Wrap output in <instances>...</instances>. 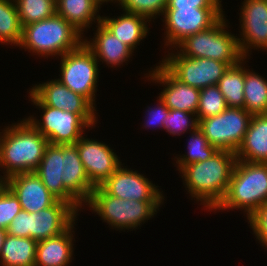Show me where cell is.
<instances>
[{"label":"cell","instance_id":"6da1fadb","mask_svg":"<svg viewBox=\"0 0 267 266\" xmlns=\"http://www.w3.org/2000/svg\"><path fill=\"white\" fill-rule=\"evenodd\" d=\"M237 161L231 151L218 150L211 158L195 162L179 170L188 192L208 209H216L225 197Z\"/></svg>","mask_w":267,"mask_h":266},{"label":"cell","instance_id":"7a4b0ae2","mask_svg":"<svg viewBox=\"0 0 267 266\" xmlns=\"http://www.w3.org/2000/svg\"><path fill=\"white\" fill-rule=\"evenodd\" d=\"M0 136V166L6 168L5 179L35 172L41 162L48 140L28 121L8 127Z\"/></svg>","mask_w":267,"mask_h":266},{"label":"cell","instance_id":"3957f363","mask_svg":"<svg viewBox=\"0 0 267 266\" xmlns=\"http://www.w3.org/2000/svg\"><path fill=\"white\" fill-rule=\"evenodd\" d=\"M267 203V163L237 160L228 191L216 209L243 208L250 217Z\"/></svg>","mask_w":267,"mask_h":266},{"label":"cell","instance_id":"277c9868","mask_svg":"<svg viewBox=\"0 0 267 266\" xmlns=\"http://www.w3.org/2000/svg\"><path fill=\"white\" fill-rule=\"evenodd\" d=\"M77 29L58 14L50 18L25 25L19 46L41 56L59 55L76 50L82 43ZM81 39V40H80Z\"/></svg>","mask_w":267,"mask_h":266},{"label":"cell","instance_id":"5b68a950","mask_svg":"<svg viewBox=\"0 0 267 266\" xmlns=\"http://www.w3.org/2000/svg\"><path fill=\"white\" fill-rule=\"evenodd\" d=\"M224 15L210 28L189 35L178 43L182 56L191 58H208L227 63L238 64L245 59L242 56L238 38L225 31Z\"/></svg>","mask_w":267,"mask_h":266},{"label":"cell","instance_id":"8992f818","mask_svg":"<svg viewBox=\"0 0 267 266\" xmlns=\"http://www.w3.org/2000/svg\"><path fill=\"white\" fill-rule=\"evenodd\" d=\"M87 202L109 225L130 229L151 218L162 201L124 200L109 195L101 186H97Z\"/></svg>","mask_w":267,"mask_h":266},{"label":"cell","instance_id":"52a82bcc","mask_svg":"<svg viewBox=\"0 0 267 266\" xmlns=\"http://www.w3.org/2000/svg\"><path fill=\"white\" fill-rule=\"evenodd\" d=\"M251 117L245 108L227 107L221 114L201 119L198 127L211 146L236 153Z\"/></svg>","mask_w":267,"mask_h":266},{"label":"cell","instance_id":"ba28073f","mask_svg":"<svg viewBox=\"0 0 267 266\" xmlns=\"http://www.w3.org/2000/svg\"><path fill=\"white\" fill-rule=\"evenodd\" d=\"M61 78L57 79L74 93L85 97L92 105L96 92L99 60L82 43L61 58Z\"/></svg>","mask_w":267,"mask_h":266},{"label":"cell","instance_id":"9c48e42d","mask_svg":"<svg viewBox=\"0 0 267 266\" xmlns=\"http://www.w3.org/2000/svg\"><path fill=\"white\" fill-rule=\"evenodd\" d=\"M30 96L44 114L41 123L32 117L27 120L50 144L74 145L82 137L83 128L91 127L79 114L46 106L31 91Z\"/></svg>","mask_w":267,"mask_h":266},{"label":"cell","instance_id":"30bf717a","mask_svg":"<svg viewBox=\"0 0 267 266\" xmlns=\"http://www.w3.org/2000/svg\"><path fill=\"white\" fill-rule=\"evenodd\" d=\"M177 80L197 89L218 85L229 65L208 58H191L179 53L161 63Z\"/></svg>","mask_w":267,"mask_h":266},{"label":"cell","instance_id":"8fae6325","mask_svg":"<svg viewBox=\"0 0 267 266\" xmlns=\"http://www.w3.org/2000/svg\"><path fill=\"white\" fill-rule=\"evenodd\" d=\"M222 12V8H166L163 15L167 45H177L187 36L212 27Z\"/></svg>","mask_w":267,"mask_h":266},{"label":"cell","instance_id":"7c38bea8","mask_svg":"<svg viewBox=\"0 0 267 266\" xmlns=\"http://www.w3.org/2000/svg\"><path fill=\"white\" fill-rule=\"evenodd\" d=\"M31 92L46 106L79 114L90 126L96 122L95 107L58 80L35 85Z\"/></svg>","mask_w":267,"mask_h":266},{"label":"cell","instance_id":"4fadbf2b","mask_svg":"<svg viewBox=\"0 0 267 266\" xmlns=\"http://www.w3.org/2000/svg\"><path fill=\"white\" fill-rule=\"evenodd\" d=\"M74 145L94 187L103 184L122 165L117 155L106 144L82 136Z\"/></svg>","mask_w":267,"mask_h":266},{"label":"cell","instance_id":"5bb4252c","mask_svg":"<svg viewBox=\"0 0 267 266\" xmlns=\"http://www.w3.org/2000/svg\"><path fill=\"white\" fill-rule=\"evenodd\" d=\"M109 195L121 199L137 201H162L163 196L157 186L136 171L121 166L100 185Z\"/></svg>","mask_w":267,"mask_h":266},{"label":"cell","instance_id":"9a60e30c","mask_svg":"<svg viewBox=\"0 0 267 266\" xmlns=\"http://www.w3.org/2000/svg\"><path fill=\"white\" fill-rule=\"evenodd\" d=\"M76 211L68 202L58 200L48 208L30 213V238L38 242L60 235L75 221Z\"/></svg>","mask_w":267,"mask_h":266},{"label":"cell","instance_id":"2e32d148","mask_svg":"<svg viewBox=\"0 0 267 266\" xmlns=\"http://www.w3.org/2000/svg\"><path fill=\"white\" fill-rule=\"evenodd\" d=\"M18 198L22 210L39 212L54 205L59 199L42 183L35 172L19 173L3 181Z\"/></svg>","mask_w":267,"mask_h":266},{"label":"cell","instance_id":"e0dca14e","mask_svg":"<svg viewBox=\"0 0 267 266\" xmlns=\"http://www.w3.org/2000/svg\"><path fill=\"white\" fill-rule=\"evenodd\" d=\"M241 28L243 38H238L242 56L249 46L267 48V0H246L242 7Z\"/></svg>","mask_w":267,"mask_h":266},{"label":"cell","instance_id":"ac0fdd59","mask_svg":"<svg viewBox=\"0 0 267 266\" xmlns=\"http://www.w3.org/2000/svg\"><path fill=\"white\" fill-rule=\"evenodd\" d=\"M155 68L149 76L157 83L167 85L159 96L165 105L169 109L193 113L194 117L199 105L200 89L181 83L162 64Z\"/></svg>","mask_w":267,"mask_h":266},{"label":"cell","instance_id":"d6986e66","mask_svg":"<svg viewBox=\"0 0 267 266\" xmlns=\"http://www.w3.org/2000/svg\"><path fill=\"white\" fill-rule=\"evenodd\" d=\"M63 171L62 145L49 143L35 173L54 196L68 202L78 211L82 204L64 187L61 178Z\"/></svg>","mask_w":267,"mask_h":266},{"label":"cell","instance_id":"ffe728a7","mask_svg":"<svg viewBox=\"0 0 267 266\" xmlns=\"http://www.w3.org/2000/svg\"><path fill=\"white\" fill-rule=\"evenodd\" d=\"M64 187L82 204L89 200L95 187L91 184L75 145H62ZM83 201V202H82Z\"/></svg>","mask_w":267,"mask_h":266},{"label":"cell","instance_id":"44dd1931","mask_svg":"<svg viewBox=\"0 0 267 266\" xmlns=\"http://www.w3.org/2000/svg\"><path fill=\"white\" fill-rule=\"evenodd\" d=\"M235 154L240 161L267 163V114L251 117L243 142Z\"/></svg>","mask_w":267,"mask_h":266},{"label":"cell","instance_id":"7402d4cb","mask_svg":"<svg viewBox=\"0 0 267 266\" xmlns=\"http://www.w3.org/2000/svg\"><path fill=\"white\" fill-rule=\"evenodd\" d=\"M97 27L95 39L92 43L84 39L85 46L96 58H101L107 64H111L112 67L127 61L126 59L130 57L133 50L115 37L101 22L98 23Z\"/></svg>","mask_w":267,"mask_h":266},{"label":"cell","instance_id":"603a6c76","mask_svg":"<svg viewBox=\"0 0 267 266\" xmlns=\"http://www.w3.org/2000/svg\"><path fill=\"white\" fill-rule=\"evenodd\" d=\"M73 224L58 236L37 242L34 266H67L73 252Z\"/></svg>","mask_w":267,"mask_h":266},{"label":"cell","instance_id":"cb8c5ba5","mask_svg":"<svg viewBox=\"0 0 267 266\" xmlns=\"http://www.w3.org/2000/svg\"><path fill=\"white\" fill-rule=\"evenodd\" d=\"M115 18L101 17V23L111 31L115 37L128 45L132 50L147 35L146 26L149 21L145 16L127 12ZM147 19V20H146ZM146 20V22H145Z\"/></svg>","mask_w":267,"mask_h":266},{"label":"cell","instance_id":"d4e9b609","mask_svg":"<svg viewBox=\"0 0 267 266\" xmlns=\"http://www.w3.org/2000/svg\"><path fill=\"white\" fill-rule=\"evenodd\" d=\"M99 7L96 0H56V14L62 16L80 33L93 19L101 22L100 16L95 18Z\"/></svg>","mask_w":267,"mask_h":266},{"label":"cell","instance_id":"484cf974","mask_svg":"<svg viewBox=\"0 0 267 266\" xmlns=\"http://www.w3.org/2000/svg\"><path fill=\"white\" fill-rule=\"evenodd\" d=\"M37 241L28 237L6 235L1 247L3 266H34Z\"/></svg>","mask_w":267,"mask_h":266},{"label":"cell","instance_id":"4316f807","mask_svg":"<svg viewBox=\"0 0 267 266\" xmlns=\"http://www.w3.org/2000/svg\"><path fill=\"white\" fill-rule=\"evenodd\" d=\"M244 108L253 115L267 114V81L245 70Z\"/></svg>","mask_w":267,"mask_h":266},{"label":"cell","instance_id":"83f0119b","mask_svg":"<svg viewBox=\"0 0 267 266\" xmlns=\"http://www.w3.org/2000/svg\"><path fill=\"white\" fill-rule=\"evenodd\" d=\"M241 63L240 61L236 65L229 66L218 82L228 107L244 108L245 69Z\"/></svg>","mask_w":267,"mask_h":266},{"label":"cell","instance_id":"f1b7e54d","mask_svg":"<svg viewBox=\"0 0 267 266\" xmlns=\"http://www.w3.org/2000/svg\"><path fill=\"white\" fill-rule=\"evenodd\" d=\"M14 2L0 0V42L18 46L22 40L23 28Z\"/></svg>","mask_w":267,"mask_h":266},{"label":"cell","instance_id":"f546056e","mask_svg":"<svg viewBox=\"0 0 267 266\" xmlns=\"http://www.w3.org/2000/svg\"><path fill=\"white\" fill-rule=\"evenodd\" d=\"M22 28L56 14V0H14Z\"/></svg>","mask_w":267,"mask_h":266},{"label":"cell","instance_id":"4dcf8cb0","mask_svg":"<svg viewBox=\"0 0 267 266\" xmlns=\"http://www.w3.org/2000/svg\"><path fill=\"white\" fill-rule=\"evenodd\" d=\"M188 149V155H184L183 158H177L176 163H178L180 170L189 164L205 161L218 151L216 147L208 143L207 138L199 127L192 131Z\"/></svg>","mask_w":267,"mask_h":266},{"label":"cell","instance_id":"1f68e13d","mask_svg":"<svg viewBox=\"0 0 267 266\" xmlns=\"http://www.w3.org/2000/svg\"><path fill=\"white\" fill-rule=\"evenodd\" d=\"M227 107L218 85L205 87L200 90L196 118L199 122L201 119L221 114Z\"/></svg>","mask_w":267,"mask_h":266},{"label":"cell","instance_id":"d6a6232c","mask_svg":"<svg viewBox=\"0 0 267 266\" xmlns=\"http://www.w3.org/2000/svg\"><path fill=\"white\" fill-rule=\"evenodd\" d=\"M21 210L18 198L3 182H0V229H7Z\"/></svg>","mask_w":267,"mask_h":266},{"label":"cell","instance_id":"836d02e7","mask_svg":"<svg viewBox=\"0 0 267 266\" xmlns=\"http://www.w3.org/2000/svg\"><path fill=\"white\" fill-rule=\"evenodd\" d=\"M117 1V0H116ZM124 11L136 13L150 19L164 14L168 0H118Z\"/></svg>","mask_w":267,"mask_h":266},{"label":"cell","instance_id":"e575fe53","mask_svg":"<svg viewBox=\"0 0 267 266\" xmlns=\"http://www.w3.org/2000/svg\"><path fill=\"white\" fill-rule=\"evenodd\" d=\"M190 115H193V113L182 110L169 109V113L166 119L163 120V128L172 135H180L182 132L184 133L188 128H190L191 131L195 130L198 127L199 122L196 117L194 120L188 118L191 117Z\"/></svg>","mask_w":267,"mask_h":266},{"label":"cell","instance_id":"d590c367","mask_svg":"<svg viewBox=\"0 0 267 266\" xmlns=\"http://www.w3.org/2000/svg\"><path fill=\"white\" fill-rule=\"evenodd\" d=\"M248 220L257 239L267 247V203L261 205Z\"/></svg>","mask_w":267,"mask_h":266},{"label":"cell","instance_id":"8d00e7d4","mask_svg":"<svg viewBox=\"0 0 267 266\" xmlns=\"http://www.w3.org/2000/svg\"><path fill=\"white\" fill-rule=\"evenodd\" d=\"M7 234L30 238V213L21 210L8 226Z\"/></svg>","mask_w":267,"mask_h":266},{"label":"cell","instance_id":"74e56055","mask_svg":"<svg viewBox=\"0 0 267 266\" xmlns=\"http://www.w3.org/2000/svg\"><path fill=\"white\" fill-rule=\"evenodd\" d=\"M220 0H168L166 8H221Z\"/></svg>","mask_w":267,"mask_h":266},{"label":"cell","instance_id":"f35d334b","mask_svg":"<svg viewBox=\"0 0 267 266\" xmlns=\"http://www.w3.org/2000/svg\"><path fill=\"white\" fill-rule=\"evenodd\" d=\"M159 105L157 108L150 109L148 111L149 119L147 120L146 126H159L163 127V120L166 119L168 113H169V108L165 105L163 100L159 97Z\"/></svg>","mask_w":267,"mask_h":266},{"label":"cell","instance_id":"ab89813d","mask_svg":"<svg viewBox=\"0 0 267 266\" xmlns=\"http://www.w3.org/2000/svg\"><path fill=\"white\" fill-rule=\"evenodd\" d=\"M6 235H7V229H0V252H1V247L4 244Z\"/></svg>","mask_w":267,"mask_h":266},{"label":"cell","instance_id":"60d3db41","mask_svg":"<svg viewBox=\"0 0 267 266\" xmlns=\"http://www.w3.org/2000/svg\"><path fill=\"white\" fill-rule=\"evenodd\" d=\"M96 1H97L99 4H102L101 2L104 3L105 1L108 2V1H110V0H96ZM111 1H113V0H111Z\"/></svg>","mask_w":267,"mask_h":266}]
</instances>
